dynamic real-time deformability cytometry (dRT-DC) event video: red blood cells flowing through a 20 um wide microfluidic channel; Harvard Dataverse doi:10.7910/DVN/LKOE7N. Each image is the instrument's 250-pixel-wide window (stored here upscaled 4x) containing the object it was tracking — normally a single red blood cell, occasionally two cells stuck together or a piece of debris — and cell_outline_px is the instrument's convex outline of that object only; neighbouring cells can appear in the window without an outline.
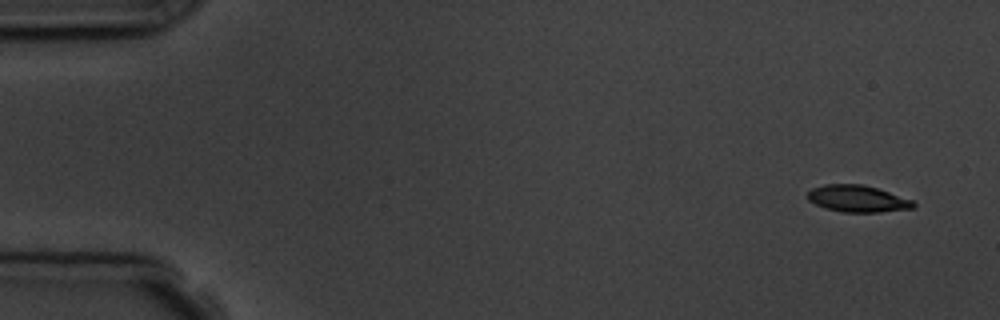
{"species": "common noctule bat (a hibernating species)", "species_latin": "Nyctalus noctula", "temperature_condition": "room temperature", "stored_images_in_passage": 5, "camera_frame_rate_fps": 3000, "um_per_image_px": 0.085, "animal": {"sex": "male", "body_mass_g": 19.5, "forearm_length_mm": 54.6}, "frame": {"image": 1, "passage_image": 1, "time_ms": 0.0, "image_size_px": [1000, 320], "cell_outline_px": [[916, 204], [912, 208], [880, 212], [844, 212], [828, 208], [816, 204], [808, 200], [808, 192], [812, 188], [824, 184], [860, 184], [876, 188], [912, 200]], "centroid_in_image_um": [72.88, 16.88], "position_along_channel_um": 12.1, "area_um2": 16.18}}
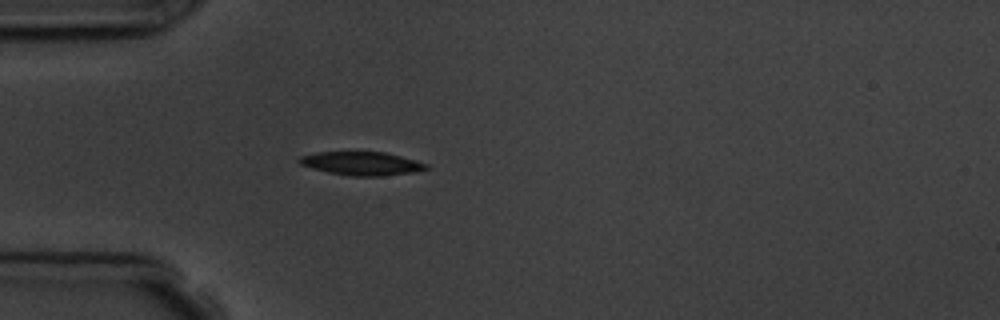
{"frame": {"image": 2, "passage_image": 5, "time_ms": 4.333, "image_size_px": [1000, 320], "cell_outline_px": [[428, 168], [412, 172], [384, 176], [352, 176], [328, 172], [312, 168], [300, 164], [296, 160], [300, 156], [316, 152], [384, 152], [400, 156], [428, 164]], "centroid_in_image_um": [30.7, 13.89], "position_along_channel_um": 54.3, "area_um2": 17.22}}